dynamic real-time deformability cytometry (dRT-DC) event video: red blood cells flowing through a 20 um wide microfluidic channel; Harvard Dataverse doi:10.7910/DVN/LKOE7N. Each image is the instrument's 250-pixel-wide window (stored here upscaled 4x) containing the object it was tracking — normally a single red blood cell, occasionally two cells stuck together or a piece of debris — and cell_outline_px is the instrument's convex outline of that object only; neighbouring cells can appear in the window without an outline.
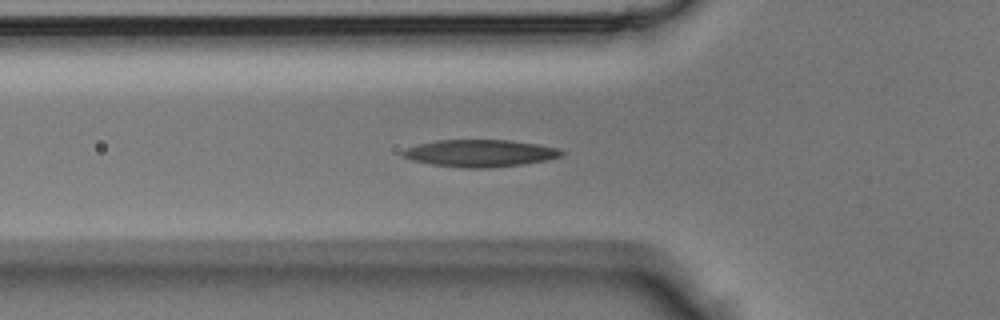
{"species": "Egyptian fruit bat (a non-hibernating species)", "species_latin": "Rousettus aegyptiacus", "temperature_condition": "room temperature", "stored_images_in_passage": 14, "camera_frame_rate_fps": 3000, "um_per_image_px": 0.085, "animal": {"sex": "male"}, "frame": {"image": 1, "passage_image": 10, "time_ms": 3.0, "image_size_px": [1000, 320], "cell_outline_px": [[564, 152], [560, 156], [548, 160], [520, 164], [488, 168], [464, 168], [432, 164], [412, 160], [404, 156], [400, 152], [408, 148], [420, 144], [436, 140], [508, 140], [536, 144], [556, 148]], "centroid_in_image_um": [40.79, 13.02], "position_along_channel_um": 85.0, "area_um2": 24.74}}
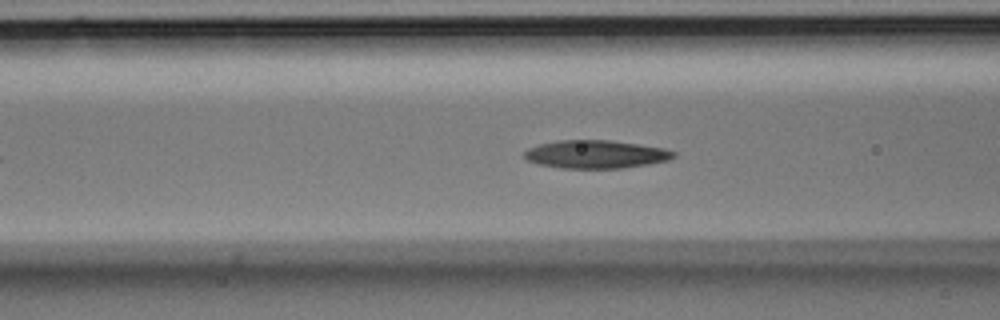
{"frame": {"image": 2, "passage_image": 12, "time_ms": 3.667, "image_size_px": [1000, 320], "cell_outline_px": [[676, 156], [668, 160], [648, 164], [620, 168], [560, 168], [540, 164], [528, 160], [524, 156], [524, 152], [528, 148], [540, 144], [560, 140], [612, 140], [640, 144], [664, 148], [676, 152]], "centroid_in_image_um": [50.67, 13.11], "position_along_channel_um": 115.9, "area_um2": 24.39}}
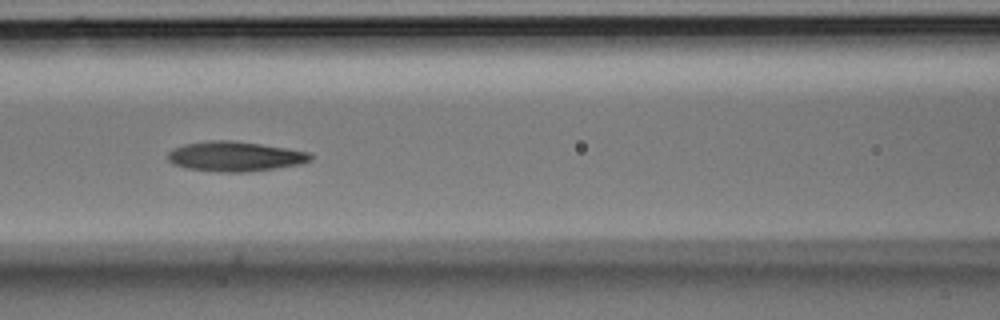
{"frame": {"image": 3, "passage_image": 14, "time_ms": 4.333, "image_size_px": [1000, 320], "cell_outline_px": [[312, 160], [300, 164], [244, 172], [220, 172], [188, 168], [172, 164], [168, 160], [168, 152], [172, 148], [184, 144], [208, 140], [232, 140], [288, 148], [308, 152], [312, 156]], "centroid_in_image_um": [19.94, 13.28], "position_along_channel_um": 146.7, "area_um2": 24.74}}